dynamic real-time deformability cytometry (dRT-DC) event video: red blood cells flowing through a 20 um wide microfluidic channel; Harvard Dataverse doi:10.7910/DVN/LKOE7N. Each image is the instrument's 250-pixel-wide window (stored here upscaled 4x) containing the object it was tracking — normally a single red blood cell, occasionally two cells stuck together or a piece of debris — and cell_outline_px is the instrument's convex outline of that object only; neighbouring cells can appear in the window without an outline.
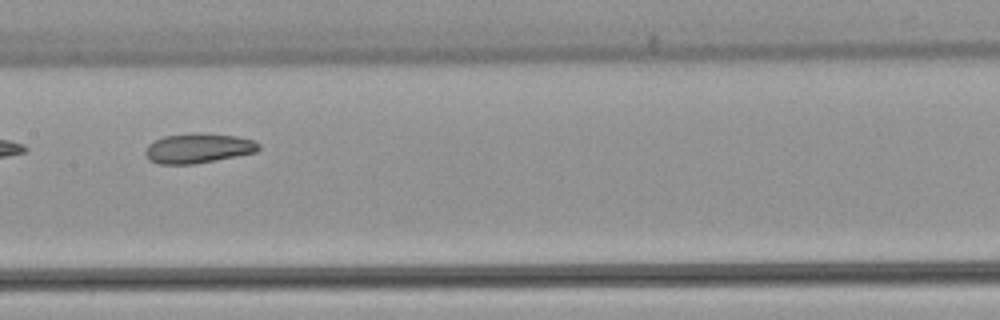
{"species": "common noctule bat (a hibernating species)", "species_latin": "Nyctalus noctula", "temperature_condition": "warm", "stored_images_in_passage": 5, "camera_frame_rate_fps": 3000, "um_per_image_px": 0.085, "animal": {"sex": "female", "body_mass_g": 22.7, "forearm_length_mm": 54.2}, "frame": {"image": 1, "passage_image": 5, "time_ms": 5.0, "image_size_px": [1000, 320], "cell_outline_px": [[260, 148], [256, 152], [236, 156], [192, 164], [160, 164], [148, 160], [144, 152], [148, 144], [164, 136], [200, 132], [236, 136], [252, 140], [260, 144]], "centroid_in_image_um": [16.83, 12.59], "position_along_channel_um": 190.6, "area_um2": 19.59}}